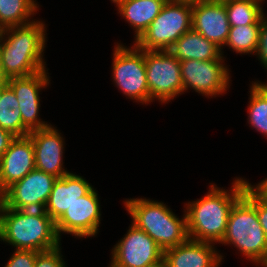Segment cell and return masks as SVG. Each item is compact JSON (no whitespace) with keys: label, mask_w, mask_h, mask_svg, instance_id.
<instances>
[{"label":"cell","mask_w":267,"mask_h":267,"mask_svg":"<svg viewBox=\"0 0 267 267\" xmlns=\"http://www.w3.org/2000/svg\"><path fill=\"white\" fill-rule=\"evenodd\" d=\"M234 179L229 190L211 182L207 194L184 205L190 239L213 244L221 242L230 211L248 185L245 178Z\"/></svg>","instance_id":"1"},{"label":"cell","mask_w":267,"mask_h":267,"mask_svg":"<svg viewBox=\"0 0 267 267\" xmlns=\"http://www.w3.org/2000/svg\"><path fill=\"white\" fill-rule=\"evenodd\" d=\"M46 32L45 21L41 19L2 29L0 57L8 78L26 77L48 69L43 58L48 41Z\"/></svg>","instance_id":"2"},{"label":"cell","mask_w":267,"mask_h":267,"mask_svg":"<svg viewBox=\"0 0 267 267\" xmlns=\"http://www.w3.org/2000/svg\"><path fill=\"white\" fill-rule=\"evenodd\" d=\"M0 241L14 250L45 251L61 244L55 221L45 210H16L0 203Z\"/></svg>","instance_id":"3"},{"label":"cell","mask_w":267,"mask_h":267,"mask_svg":"<svg viewBox=\"0 0 267 267\" xmlns=\"http://www.w3.org/2000/svg\"><path fill=\"white\" fill-rule=\"evenodd\" d=\"M219 244L233 245L256 266L266 259L267 237L256 212L255 192L248 185L230 211L226 231Z\"/></svg>","instance_id":"4"},{"label":"cell","mask_w":267,"mask_h":267,"mask_svg":"<svg viewBox=\"0 0 267 267\" xmlns=\"http://www.w3.org/2000/svg\"><path fill=\"white\" fill-rule=\"evenodd\" d=\"M123 204L131 223L146 232L163 250L189 238L185 211L179 218L164 202L146 197L128 198Z\"/></svg>","instance_id":"5"},{"label":"cell","mask_w":267,"mask_h":267,"mask_svg":"<svg viewBox=\"0 0 267 267\" xmlns=\"http://www.w3.org/2000/svg\"><path fill=\"white\" fill-rule=\"evenodd\" d=\"M192 29V1L168 0L148 29L134 42L143 50H169Z\"/></svg>","instance_id":"6"},{"label":"cell","mask_w":267,"mask_h":267,"mask_svg":"<svg viewBox=\"0 0 267 267\" xmlns=\"http://www.w3.org/2000/svg\"><path fill=\"white\" fill-rule=\"evenodd\" d=\"M130 46L127 47L121 42L114 45L111 64L112 82L126 98L138 104L150 105L144 50L135 43Z\"/></svg>","instance_id":"7"},{"label":"cell","mask_w":267,"mask_h":267,"mask_svg":"<svg viewBox=\"0 0 267 267\" xmlns=\"http://www.w3.org/2000/svg\"><path fill=\"white\" fill-rule=\"evenodd\" d=\"M150 104H168L183 94L180 61L168 50H144Z\"/></svg>","instance_id":"8"},{"label":"cell","mask_w":267,"mask_h":267,"mask_svg":"<svg viewBox=\"0 0 267 267\" xmlns=\"http://www.w3.org/2000/svg\"><path fill=\"white\" fill-rule=\"evenodd\" d=\"M225 61H180L183 94L190 89L206 98L227 94L232 77Z\"/></svg>","instance_id":"9"},{"label":"cell","mask_w":267,"mask_h":267,"mask_svg":"<svg viewBox=\"0 0 267 267\" xmlns=\"http://www.w3.org/2000/svg\"><path fill=\"white\" fill-rule=\"evenodd\" d=\"M98 191L93 187L86 195L79 197L55 222L60 239L69 234L83 239L96 237L101 224V205Z\"/></svg>","instance_id":"10"},{"label":"cell","mask_w":267,"mask_h":267,"mask_svg":"<svg viewBox=\"0 0 267 267\" xmlns=\"http://www.w3.org/2000/svg\"><path fill=\"white\" fill-rule=\"evenodd\" d=\"M111 250L108 267H146L163 258V249L133 223Z\"/></svg>","instance_id":"11"},{"label":"cell","mask_w":267,"mask_h":267,"mask_svg":"<svg viewBox=\"0 0 267 267\" xmlns=\"http://www.w3.org/2000/svg\"><path fill=\"white\" fill-rule=\"evenodd\" d=\"M57 177L36 168L1 194V202L16 210H44Z\"/></svg>","instance_id":"12"},{"label":"cell","mask_w":267,"mask_h":267,"mask_svg":"<svg viewBox=\"0 0 267 267\" xmlns=\"http://www.w3.org/2000/svg\"><path fill=\"white\" fill-rule=\"evenodd\" d=\"M49 69L26 77H11L8 85L13 89L19 102L23 125L29 130L43 129L51 125L40 115L41 91L50 85Z\"/></svg>","instance_id":"13"},{"label":"cell","mask_w":267,"mask_h":267,"mask_svg":"<svg viewBox=\"0 0 267 267\" xmlns=\"http://www.w3.org/2000/svg\"><path fill=\"white\" fill-rule=\"evenodd\" d=\"M52 124L46 128L30 131L33 142L35 168L61 178L70 173L64 168L65 139Z\"/></svg>","instance_id":"14"},{"label":"cell","mask_w":267,"mask_h":267,"mask_svg":"<svg viewBox=\"0 0 267 267\" xmlns=\"http://www.w3.org/2000/svg\"><path fill=\"white\" fill-rule=\"evenodd\" d=\"M192 28L222 48L230 32V24L223 1H193Z\"/></svg>","instance_id":"15"},{"label":"cell","mask_w":267,"mask_h":267,"mask_svg":"<svg viewBox=\"0 0 267 267\" xmlns=\"http://www.w3.org/2000/svg\"><path fill=\"white\" fill-rule=\"evenodd\" d=\"M34 169V147L31 137H15L0 158V194Z\"/></svg>","instance_id":"16"},{"label":"cell","mask_w":267,"mask_h":267,"mask_svg":"<svg viewBox=\"0 0 267 267\" xmlns=\"http://www.w3.org/2000/svg\"><path fill=\"white\" fill-rule=\"evenodd\" d=\"M213 243L188 238L163 251L168 267H220L224 256ZM216 247V248H215Z\"/></svg>","instance_id":"17"},{"label":"cell","mask_w":267,"mask_h":267,"mask_svg":"<svg viewBox=\"0 0 267 267\" xmlns=\"http://www.w3.org/2000/svg\"><path fill=\"white\" fill-rule=\"evenodd\" d=\"M93 187L83 176L72 172L65 174L54 182L44 210L56 222L68 207Z\"/></svg>","instance_id":"18"},{"label":"cell","mask_w":267,"mask_h":267,"mask_svg":"<svg viewBox=\"0 0 267 267\" xmlns=\"http://www.w3.org/2000/svg\"><path fill=\"white\" fill-rule=\"evenodd\" d=\"M177 60H226L221 48L193 28L184 33L168 50Z\"/></svg>","instance_id":"19"},{"label":"cell","mask_w":267,"mask_h":267,"mask_svg":"<svg viewBox=\"0 0 267 267\" xmlns=\"http://www.w3.org/2000/svg\"><path fill=\"white\" fill-rule=\"evenodd\" d=\"M168 0H121L117 11L134 30V42L148 29Z\"/></svg>","instance_id":"20"},{"label":"cell","mask_w":267,"mask_h":267,"mask_svg":"<svg viewBox=\"0 0 267 267\" xmlns=\"http://www.w3.org/2000/svg\"><path fill=\"white\" fill-rule=\"evenodd\" d=\"M39 7L37 0H0V29L33 22Z\"/></svg>","instance_id":"21"},{"label":"cell","mask_w":267,"mask_h":267,"mask_svg":"<svg viewBox=\"0 0 267 267\" xmlns=\"http://www.w3.org/2000/svg\"><path fill=\"white\" fill-rule=\"evenodd\" d=\"M230 27L260 25L265 0H223Z\"/></svg>","instance_id":"22"},{"label":"cell","mask_w":267,"mask_h":267,"mask_svg":"<svg viewBox=\"0 0 267 267\" xmlns=\"http://www.w3.org/2000/svg\"><path fill=\"white\" fill-rule=\"evenodd\" d=\"M260 25H246L230 27L225 45L221 48V53L224 56L223 48L229 47L237 54L250 56L255 55L258 46Z\"/></svg>","instance_id":"23"},{"label":"cell","mask_w":267,"mask_h":267,"mask_svg":"<svg viewBox=\"0 0 267 267\" xmlns=\"http://www.w3.org/2000/svg\"><path fill=\"white\" fill-rule=\"evenodd\" d=\"M248 102L249 127L267 137V95L252 81Z\"/></svg>","instance_id":"24"},{"label":"cell","mask_w":267,"mask_h":267,"mask_svg":"<svg viewBox=\"0 0 267 267\" xmlns=\"http://www.w3.org/2000/svg\"><path fill=\"white\" fill-rule=\"evenodd\" d=\"M0 127L16 137H24L30 133L22 123L19 108L11 110L5 105H0Z\"/></svg>","instance_id":"25"},{"label":"cell","mask_w":267,"mask_h":267,"mask_svg":"<svg viewBox=\"0 0 267 267\" xmlns=\"http://www.w3.org/2000/svg\"><path fill=\"white\" fill-rule=\"evenodd\" d=\"M61 245L49 250L39 251L36 255L34 267H67L63 260Z\"/></svg>","instance_id":"26"},{"label":"cell","mask_w":267,"mask_h":267,"mask_svg":"<svg viewBox=\"0 0 267 267\" xmlns=\"http://www.w3.org/2000/svg\"><path fill=\"white\" fill-rule=\"evenodd\" d=\"M37 251L15 250L4 267H34Z\"/></svg>","instance_id":"27"},{"label":"cell","mask_w":267,"mask_h":267,"mask_svg":"<svg viewBox=\"0 0 267 267\" xmlns=\"http://www.w3.org/2000/svg\"><path fill=\"white\" fill-rule=\"evenodd\" d=\"M267 14L261 18L258 46L255 56L258 58L262 66L267 70ZM266 16V17H265Z\"/></svg>","instance_id":"28"},{"label":"cell","mask_w":267,"mask_h":267,"mask_svg":"<svg viewBox=\"0 0 267 267\" xmlns=\"http://www.w3.org/2000/svg\"><path fill=\"white\" fill-rule=\"evenodd\" d=\"M255 208L259 218V223L267 237V199H263L255 193Z\"/></svg>","instance_id":"29"},{"label":"cell","mask_w":267,"mask_h":267,"mask_svg":"<svg viewBox=\"0 0 267 267\" xmlns=\"http://www.w3.org/2000/svg\"><path fill=\"white\" fill-rule=\"evenodd\" d=\"M0 105L8 106L9 109L19 108V102L13 89L7 85L2 92Z\"/></svg>","instance_id":"30"},{"label":"cell","mask_w":267,"mask_h":267,"mask_svg":"<svg viewBox=\"0 0 267 267\" xmlns=\"http://www.w3.org/2000/svg\"><path fill=\"white\" fill-rule=\"evenodd\" d=\"M12 133L0 127V158L10 146L11 142L15 139Z\"/></svg>","instance_id":"31"},{"label":"cell","mask_w":267,"mask_h":267,"mask_svg":"<svg viewBox=\"0 0 267 267\" xmlns=\"http://www.w3.org/2000/svg\"><path fill=\"white\" fill-rule=\"evenodd\" d=\"M247 184L257 195L263 199H267V177L254 185L247 180Z\"/></svg>","instance_id":"32"},{"label":"cell","mask_w":267,"mask_h":267,"mask_svg":"<svg viewBox=\"0 0 267 267\" xmlns=\"http://www.w3.org/2000/svg\"><path fill=\"white\" fill-rule=\"evenodd\" d=\"M9 78L4 73L2 63H1V57H0V85H8Z\"/></svg>","instance_id":"33"},{"label":"cell","mask_w":267,"mask_h":267,"mask_svg":"<svg viewBox=\"0 0 267 267\" xmlns=\"http://www.w3.org/2000/svg\"><path fill=\"white\" fill-rule=\"evenodd\" d=\"M146 267H168V265H167L165 259L162 258L153 264L147 265Z\"/></svg>","instance_id":"34"},{"label":"cell","mask_w":267,"mask_h":267,"mask_svg":"<svg viewBox=\"0 0 267 267\" xmlns=\"http://www.w3.org/2000/svg\"><path fill=\"white\" fill-rule=\"evenodd\" d=\"M266 95H267V81L265 82H261V81H253Z\"/></svg>","instance_id":"35"},{"label":"cell","mask_w":267,"mask_h":267,"mask_svg":"<svg viewBox=\"0 0 267 267\" xmlns=\"http://www.w3.org/2000/svg\"><path fill=\"white\" fill-rule=\"evenodd\" d=\"M7 85H0V101H1V98H2V92H3V89L6 87Z\"/></svg>","instance_id":"36"},{"label":"cell","mask_w":267,"mask_h":267,"mask_svg":"<svg viewBox=\"0 0 267 267\" xmlns=\"http://www.w3.org/2000/svg\"><path fill=\"white\" fill-rule=\"evenodd\" d=\"M260 267H267V256L266 259L260 264Z\"/></svg>","instance_id":"37"},{"label":"cell","mask_w":267,"mask_h":267,"mask_svg":"<svg viewBox=\"0 0 267 267\" xmlns=\"http://www.w3.org/2000/svg\"><path fill=\"white\" fill-rule=\"evenodd\" d=\"M119 1L121 0H111V2L114 3V5L117 4Z\"/></svg>","instance_id":"38"},{"label":"cell","mask_w":267,"mask_h":267,"mask_svg":"<svg viewBox=\"0 0 267 267\" xmlns=\"http://www.w3.org/2000/svg\"><path fill=\"white\" fill-rule=\"evenodd\" d=\"M179 1H192V2H193V1H195V0H179Z\"/></svg>","instance_id":"39"}]
</instances>
